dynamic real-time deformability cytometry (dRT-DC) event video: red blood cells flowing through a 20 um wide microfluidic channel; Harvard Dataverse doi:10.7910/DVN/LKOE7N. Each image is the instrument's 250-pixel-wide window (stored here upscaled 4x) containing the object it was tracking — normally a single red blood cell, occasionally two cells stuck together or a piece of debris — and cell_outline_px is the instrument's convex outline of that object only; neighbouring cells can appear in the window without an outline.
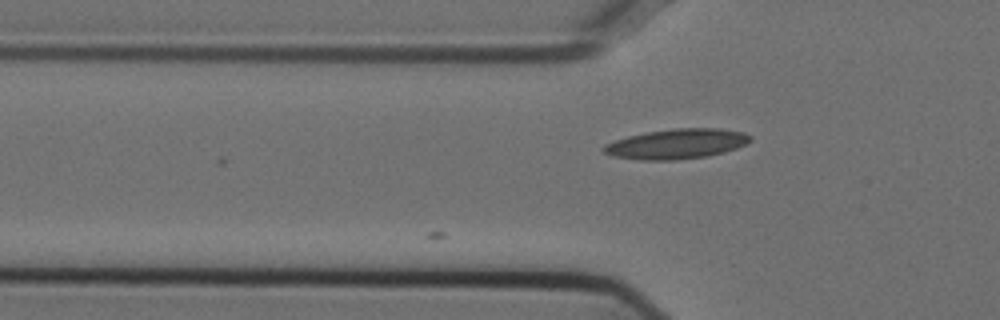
{"species": "Egyptian fruit bat (a non-hibernating species)", "species_latin": "Rousettus aegyptiacus", "temperature_condition": "cold", "stored_images_in_passage": 5, "camera_frame_rate_fps": 3000, "um_per_image_px": 0.085, "animal": {"sex": "female"}, "frame": {"image": 1, "passage_image": 5, "time_ms": 1.333, "image_size_px": [1000, 320], "cell_outline_px": [[752, 140], [748, 144], [724, 152], [708, 156], [676, 160], [640, 160], [612, 156], [604, 152], [600, 148], [604, 144], [628, 136], [648, 132], [676, 128], [720, 128], [744, 132], [752, 136]], "centroid_in_image_um": [57.54, 12.23], "position_along_channel_um": 68.3, "area_um2": 25.78}}